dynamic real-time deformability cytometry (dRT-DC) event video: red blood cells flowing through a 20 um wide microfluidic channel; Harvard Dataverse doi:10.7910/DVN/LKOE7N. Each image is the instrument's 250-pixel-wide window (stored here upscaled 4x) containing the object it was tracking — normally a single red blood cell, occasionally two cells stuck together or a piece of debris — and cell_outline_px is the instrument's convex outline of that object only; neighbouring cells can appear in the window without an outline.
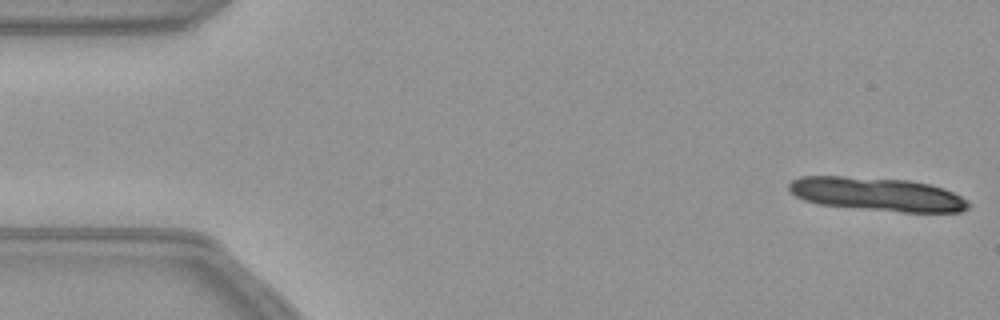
{"species": "common noctule bat (a hibernating species)", "species_latin": "Nyctalus noctula", "temperature_condition": "warm", "stored_images_in_passage": 12, "camera_frame_rate_fps": 3000, "um_per_image_px": 0.085, "animal": {"sex": "female", "body_mass_g": 21.9}, "frame": {"image": 1, "passage_image": 1, "time_ms": 0.0, "image_size_px": [1000, 320], "cell_outline_px": [[968, 208], [960, 212], [900, 212], [820, 204], [804, 200], [788, 192], [788, 184], [792, 180], [800, 176], [844, 176], [908, 180], [928, 184], [944, 188], [968, 200]], "centroid_in_image_um": [74.53, 16.5], "position_along_channel_um": 10.5, "area_um2": 35.03}}